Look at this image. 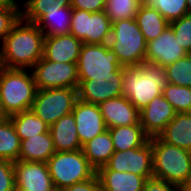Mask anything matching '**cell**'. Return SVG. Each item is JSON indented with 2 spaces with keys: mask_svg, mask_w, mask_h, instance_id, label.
I'll list each match as a JSON object with an SVG mask.
<instances>
[{
  "mask_svg": "<svg viewBox=\"0 0 191 191\" xmlns=\"http://www.w3.org/2000/svg\"><path fill=\"white\" fill-rule=\"evenodd\" d=\"M96 175L102 191H140L147 180L145 176L114 170H96Z\"/></svg>",
  "mask_w": 191,
  "mask_h": 191,
  "instance_id": "cell-21",
  "label": "cell"
},
{
  "mask_svg": "<svg viewBox=\"0 0 191 191\" xmlns=\"http://www.w3.org/2000/svg\"><path fill=\"white\" fill-rule=\"evenodd\" d=\"M71 30L83 44H109L112 22L104 11L87 12L72 8Z\"/></svg>",
  "mask_w": 191,
  "mask_h": 191,
  "instance_id": "cell-8",
  "label": "cell"
},
{
  "mask_svg": "<svg viewBox=\"0 0 191 191\" xmlns=\"http://www.w3.org/2000/svg\"><path fill=\"white\" fill-rule=\"evenodd\" d=\"M82 41L72 34L44 37L43 57L53 62L77 63Z\"/></svg>",
  "mask_w": 191,
  "mask_h": 191,
  "instance_id": "cell-18",
  "label": "cell"
},
{
  "mask_svg": "<svg viewBox=\"0 0 191 191\" xmlns=\"http://www.w3.org/2000/svg\"><path fill=\"white\" fill-rule=\"evenodd\" d=\"M78 99L76 88L37 89L31 110L49 126L72 113Z\"/></svg>",
  "mask_w": 191,
  "mask_h": 191,
  "instance_id": "cell-7",
  "label": "cell"
},
{
  "mask_svg": "<svg viewBox=\"0 0 191 191\" xmlns=\"http://www.w3.org/2000/svg\"><path fill=\"white\" fill-rule=\"evenodd\" d=\"M37 87L26 69L0 66V98L8 116L31 110Z\"/></svg>",
  "mask_w": 191,
  "mask_h": 191,
  "instance_id": "cell-4",
  "label": "cell"
},
{
  "mask_svg": "<svg viewBox=\"0 0 191 191\" xmlns=\"http://www.w3.org/2000/svg\"><path fill=\"white\" fill-rule=\"evenodd\" d=\"M15 185L29 191H52L55 187L47 163L14 162Z\"/></svg>",
  "mask_w": 191,
  "mask_h": 191,
  "instance_id": "cell-15",
  "label": "cell"
},
{
  "mask_svg": "<svg viewBox=\"0 0 191 191\" xmlns=\"http://www.w3.org/2000/svg\"><path fill=\"white\" fill-rule=\"evenodd\" d=\"M125 68L120 67L111 76H78V99L99 105L108 99L122 96Z\"/></svg>",
  "mask_w": 191,
  "mask_h": 191,
  "instance_id": "cell-9",
  "label": "cell"
},
{
  "mask_svg": "<svg viewBox=\"0 0 191 191\" xmlns=\"http://www.w3.org/2000/svg\"><path fill=\"white\" fill-rule=\"evenodd\" d=\"M176 40L180 43L187 53H191V14H187L169 23Z\"/></svg>",
  "mask_w": 191,
  "mask_h": 191,
  "instance_id": "cell-35",
  "label": "cell"
},
{
  "mask_svg": "<svg viewBox=\"0 0 191 191\" xmlns=\"http://www.w3.org/2000/svg\"><path fill=\"white\" fill-rule=\"evenodd\" d=\"M167 83L165 68L144 61L138 67L124 69L123 95L140 111L162 94Z\"/></svg>",
  "mask_w": 191,
  "mask_h": 191,
  "instance_id": "cell-2",
  "label": "cell"
},
{
  "mask_svg": "<svg viewBox=\"0 0 191 191\" xmlns=\"http://www.w3.org/2000/svg\"><path fill=\"white\" fill-rule=\"evenodd\" d=\"M65 191H102L97 175L83 182L75 183L65 189Z\"/></svg>",
  "mask_w": 191,
  "mask_h": 191,
  "instance_id": "cell-39",
  "label": "cell"
},
{
  "mask_svg": "<svg viewBox=\"0 0 191 191\" xmlns=\"http://www.w3.org/2000/svg\"><path fill=\"white\" fill-rule=\"evenodd\" d=\"M72 7H61L58 3L45 9L35 24L43 32L44 36L69 34L71 30Z\"/></svg>",
  "mask_w": 191,
  "mask_h": 191,
  "instance_id": "cell-20",
  "label": "cell"
},
{
  "mask_svg": "<svg viewBox=\"0 0 191 191\" xmlns=\"http://www.w3.org/2000/svg\"><path fill=\"white\" fill-rule=\"evenodd\" d=\"M50 131L21 140L19 160L46 163L55 153Z\"/></svg>",
  "mask_w": 191,
  "mask_h": 191,
  "instance_id": "cell-23",
  "label": "cell"
},
{
  "mask_svg": "<svg viewBox=\"0 0 191 191\" xmlns=\"http://www.w3.org/2000/svg\"><path fill=\"white\" fill-rule=\"evenodd\" d=\"M188 14H191V0H187Z\"/></svg>",
  "mask_w": 191,
  "mask_h": 191,
  "instance_id": "cell-44",
  "label": "cell"
},
{
  "mask_svg": "<svg viewBox=\"0 0 191 191\" xmlns=\"http://www.w3.org/2000/svg\"><path fill=\"white\" fill-rule=\"evenodd\" d=\"M21 140L8 118L0 122V160L16 162L19 160Z\"/></svg>",
  "mask_w": 191,
  "mask_h": 191,
  "instance_id": "cell-28",
  "label": "cell"
},
{
  "mask_svg": "<svg viewBox=\"0 0 191 191\" xmlns=\"http://www.w3.org/2000/svg\"><path fill=\"white\" fill-rule=\"evenodd\" d=\"M144 189L145 191H183L181 186L154 177L146 180Z\"/></svg>",
  "mask_w": 191,
  "mask_h": 191,
  "instance_id": "cell-37",
  "label": "cell"
},
{
  "mask_svg": "<svg viewBox=\"0 0 191 191\" xmlns=\"http://www.w3.org/2000/svg\"><path fill=\"white\" fill-rule=\"evenodd\" d=\"M71 7L91 13L104 11L105 0H71Z\"/></svg>",
  "mask_w": 191,
  "mask_h": 191,
  "instance_id": "cell-38",
  "label": "cell"
},
{
  "mask_svg": "<svg viewBox=\"0 0 191 191\" xmlns=\"http://www.w3.org/2000/svg\"><path fill=\"white\" fill-rule=\"evenodd\" d=\"M20 140L49 131V125L36 116L32 110L9 116Z\"/></svg>",
  "mask_w": 191,
  "mask_h": 191,
  "instance_id": "cell-27",
  "label": "cell"
},
{
  "mask_svg": "<svg viewBox=\"0 0 191 191\" xmlns=\"http://www.w3.org/2000/svg\"><path fill=\"white\" fill-rule=\"evenodd\" d=\"M108 128L140 124V111L124 95L99 104Z\"/></svg>",
  "mask_w": 191,
  "mask_h": 191,
  "instance_id": "cell-17",
  "label": "cell"
},
{
  "mask_svg": "<svg viewBox=\"0 0 191 191\" xmlns=\"http://www.w3.org/2000/svg\"><path fill=\"white\" fill-rule=\"evenodd\" d=\"M49 131L56 152L82 149L77 135L76 122L72 113L62 116L54 124L50 125Z\"/></svg>",
  "mask_w": 191,
  "mask_h": 191,
  "instance_id": "cell-19",
  "label": "cell"
},
{
  "mask_svg": "<svg viewBox=\"0 0 191 191\" xmlns=\"http://www.w3.org/2000/svg\"><path fill=\"white\" fill-rule=\"evenodd\" d=\"M153 177L184 187L191 180V152L151 137Z\"/></svg>",
  "mask_w": 191,
  "mask_h": 191,
  "instance_id": "cell-3",
  "label": "cell"
},
{
  "mask_svg": "<svg viewBox=\"0 0 191 191\" xmlns=\"http://www.w3.org/2000/svg\"><path fill=\"white\" fill-rule=\"evenodd\" d=\"M46 163L55 188L66 189L96 175L81 149L55 152Z\"/></svg>",
  "mask_w": 191,
  "mask_h": 191,
  "instance_id": "cell-6",
  "label": "cell"
},
{
  "mask_svg": "<svg viewBox=\"0 0 191 191\" xmlns=\"http://www.w3.org/2000/svg\"><path fill=\"white\" fill-rule=\"evenodd\" d=\"M179 44L169 25L156 39L147 43L145 61L165 68L188 54Z\"/></svg>",
  "mask_w": 191,
  "mask_h": 191,
  "instance_id": "cell-13",
  "label": "cell"
},
{
  "mask_svg": "<svg viewBox=\"0 0 191 191\" xmlns=\"http://www.w3.org/2000/svg\"><path fill=\"white\" fill-rule=\"evenodd\" d=\"M183 191H191V180L183 187Z\"/></svg>",
  "mask_w": 191,
  "mask_h": 191,
  "instance_id": "cell-41",
  "label": "cell"
},
{
  "mask_svg": "<svg viewBox=\"0 0 191 191\" xmlns=\"http://www.w3.org/2000/svg\"><path fill=\"white\" fill-rule=\"evenodd\" d=\"M14 187V162L0 160V191H12Z\"/></svg>",
  "mask_w": 191,
  "mask_h": 191,
  "instance_id": "cell-36",
  "label": "cell"
},
{
  "mask_svg": "<svg viewBox=\"0 0 191 191\" xmlns=\"http://www.w3.org/2000/svg\"><path fill=\"white\" fill-rule=\"evenodd\" d=\"M52 191H65V189H61V188H54Z\"/></svg>",
  "mask_w": 191,
  "mask_h": 191,
  "instance_id": "cell-45",
  "label": "cell"
},
{
  "mask_svg": "<svg viewBox=\"0 0 191 191\" xmlns=\"http://www.w3.org/2000/svg\"><path fill=\"white\" fill-rule=\"evenodd\" d=\"M72 114L81 145L107 130L98 104L77 99Z\"/></svg>",
  "mask_w": 191,
  "mask_h": 191,
  "instance_id": "cell-14",
  "label": "cell"
},
{
  "mask_svg": "<svg viewBox=\"0 0 191 191\" xmlns=\"http://www.w3.org/2000/svg\"><path fill=\"white\" fill-rule=\"evenodd\" d=\"M81 150L96 170L104 166L115 152L109 130L83 144Z\"/></svg>",
  "mask_w": 191,
  "mask_h": 191,
  "instance_id": "cell-24",
  "label": "cell"
},
{
  "mask_svg": "<svg viewBox=\"0 0 191 191\" xmlns=\"http://www.w3.org/2000/svg\"><path fill=\"white\" fill-rule=\"evenodd\" d=\"M121 66L109 44H83L77 61L78 76H111Z\"/></svg>",
  "mask_w": 191,
  "mask_h": 191,
  "instance_id": "cell-11",
  "label": "cell"
},
{
  "mask_svg": "<svg viewBox=\"0 0 191 191\" xmlns=\"http://www.w3.org/2000/svg\"><path fill=\"white\" fill-rule=\"evenodd\" d=\"M44 37L35 23L20 18L2 41L0 66L31 69L43 57Z\"/></svg>",
  "mask_w": 191,
  "mask_h": 191,
  "instance_id": "cell-1",
  "label": "cell"
},
{
  "mask_svg": "<svg viewBox=\"0 0 191 191\" xmlns=\"http://www.w3.org/2000/svg\"><path fill=\"white\" fill-rule=\"evenodd\" d=\"M142 5L155 9L170 23L188 14L187 0H141Z\"/></svg>",
  "mask_w": 191,
  "mask_h": 191,
  "instance_id": "cell-30",
  "label": "cell"
},
{
  "mask_svg": "<svg viewBox=\"0 0 191 191\" xmlns=\"http://www.w3.org/2000/svg\"><path fill=\"white\" fill-rule=\"evenodd\" d=\"M135 21L139 26L145 41L156 39L164 29L169 26V22L155 9L140 6Z\"/></svg>",
  "mask_w": 191,
  "mask_h": 191,
  "instance_id": "cell-26",
  "label": "cell"
},
{
  "mask_svg": "<svg viewBox=\"0 0 191 191\" xmlns=\"http://www.w3.org/2000/svg\"><path fill=\"white\" fill-rule=\"evenodd\" d=\"M168 83L191 88V53L165 67Z\"/></svg>",
  "mask_w": 191,
  "mask_h": 191,
  "instance_id": "cell-32",
  "label": "cell"
},
{
  "mask_svg": "<svg viewBox=\"0 0 191 191\" xmlns=\"http://www.w3.org/2000/svg\"><path fill=\"white\" fill-rule=\"evenodd\" d=\"M158 137L170 145L191 152V112L177 113Z\"/></svg>",
  "mask_w": 191,
  "mask_h": 191,
  "instance_id": "cell-22",
  "label": "cell"
},
{
  "mask_svg": "<svg viewBox=\"0 0 191 191\" xmlns=\"http://www.w3.org/2000/svg\"><path fill=\"white\" fill-rule=\"evenodd\" d=\"M176 114L175 109L161 94L140 110V124L150 138L155 137L165 129Z\"/></svg>",
  "mask_w": 191,
  "mask_h": 191,
  "instance_id": "cell-16",
  "label": "cell"
},
{
  "mask_svg": "<svg viewBox=\"0 0 191 191\" xmlns=\"http://www.w3.org/2000/svg\"><path fill=\"white\" fill-rule=\"evenodd\" d=\"M12 191H29V190L24 189V188H22V187H19V186L15 185V187L13 188Z\"/></svg>",
  "mask_w": 191,
  "mask_h": 191,
  "instance_id": "cell-42",
  "label": "cell"
},
{
  "mask_svg": "<svg viewBox=\"0 0 191 191\" xmlns=\"http://www.w3.org/2000/svg\"><path fill=\"white\" fill-rule=\"evenodd\" d=\"M165 99L177 113L191 112V88L167 83L162 91Z\"/></svg>",
  "mask_w": 191,
  "mask_h": 191,
  "instance_id": "cell-31",
  "label": "cell"
},
{
  "mask_svg": "<svg viewBox=\"0 0 191 191\" xmlns=\"http://www.w3.org/2000/svg\"><path fill=\"white\" fill-rule=\"evenodd\" d=\"M147 42L135 18L112 23L109 47L123 67H138L145 61Z\"/></svg>",
  "mask_w": 191,
  "mask_h": 191,
  "instance_id": "cell-5",
  "label": "cell"
},
{
  "mask_svg": "<svg viewBox=\"0 0 191 191\" xmlns=\"http://www.w3.org/2000/svg\"><path fill=\"white\" fill-rule=\"evenodd\" d=\"M56 3L61 7L71 6V0H28L24 3V7L21 8V18L27 22L35 23L45 14V9Z\"/></svg>",
  "mask_w": 191,
  "mask_h": 191,
  "instance_id": "cell-33",
  "label": "cell"
},
{
  "mask_svg": "<svg viewBox=\"0 0 191 191\" xmlns=\"http://www.w3.org/2000/svg\"><path fill=\"white\" fill-rule=\"evenodd\" d=\"M21 18V7L16 0H11L0 8V40L1 43L13 26Z\"/></svg>",
  "mask_w": 191,
  "mask_h": 191,
  "instance_id": "cell-34",
  "label": "cell"
},
{
  "mask_svg": "<svg viewBox=\"0 0 191 191\" xmlns=\"http://www.w3.org/2000/svg\"><path fill=\"white\" fill-rule=\"evenodd\" d=\"M11 0H0V8L7 5Z\"/></svg>",
  "mask_w": 191,
  "mask_h": 191,
  "instance_id": "cell-43",
  "label": "cell"
},
{
  "mask_svg": "<svg viewBox=\"0 0 191 191\" xmlns=\"http://www.w3.org/2000/svg\"><path fill=\"white\" fill-rule=\"evenodd\" d=\"M97 170L129 172L147 179L153 177L152 144L150 140L143 146L125 151H115L109 161Z\"/></svg>",
  "mask_w": 191,
  "mask_h": 191,
  "instance_id": "cell-12",
  "label": "cell"
},
{
  "mask_svg": "<svg viewBox=\"0 0 191 191\" xmlns=\"http://www.w3.org/2000/svg\"><path fill=\"white\" fill-rule=\"evenodd\" d=\"M32 69L37 89L79 87L77 63L53 62L42 57Z\"/></svg>",
  "mask_w": 191,
  "mask_h": 191,
  "instance_id": "cell-10",
  "label": "cell"
},
{
  "mask_svg": "<svg viewBox=\"0 0 191 191\" xmlns=\"http://www.w3.org/2000/svg\"><path fill=\"white\" fill-rule=\"evenodd\" d=\"M9 118L8 114L5 112L2 104V100L0 98V122L5 121Z\"/></svg>",
  "mask_w": 191,
  "mask_h": 191,
  "instance_id": "cell-40",
  "label": "cell"
},
{
  "mask_svg": "<svg viewBox=\"0 0 191 191\" xmlns=\"http://www.w3.org/2000/svg\"><path fill=\"white\" fill-rule=\"evenodd\" d=\"M141 5V0H105L104 12L113 23L135 18Z\"/></svg>",
  "mask_w": 191,
  "mask_h": 191,
  "instance_id": "cell-29",
  "label": "cell"
},
{
  "mask_svg": "<svg viewBox=\"0 0 191 191\" xmlns=\"http://www.w3.org/2000/svg\"><path fill=\"white\" fill-rule=\"evenodd\" d=\"M115 151H125L145 145L150 137L141 124L108 128Z\"/></svg>",
  "mask_w": 191,
  "mask_h": 191,
  "instance_id": "cell-25",
  "label": "cell"
}]
</instances>
